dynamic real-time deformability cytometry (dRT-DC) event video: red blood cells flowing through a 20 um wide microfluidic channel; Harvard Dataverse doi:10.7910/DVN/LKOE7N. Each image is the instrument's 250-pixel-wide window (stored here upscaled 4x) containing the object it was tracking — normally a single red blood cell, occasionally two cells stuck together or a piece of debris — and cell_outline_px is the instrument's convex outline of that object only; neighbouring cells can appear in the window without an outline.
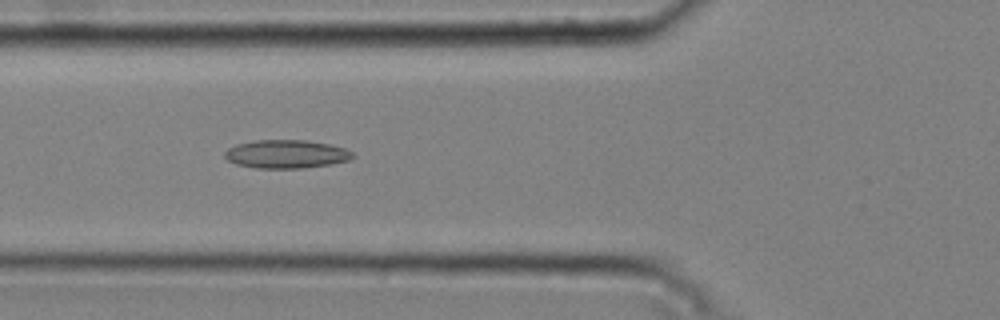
{"species": "common noctule bat (a hibernating species)", "species_latin": "Nyctalus noctula", "temperature_condition": "cold", "stored_images_in_passage": 40, "camera_frame_rate_fps": 3000, "um_per_image_px": 0.085, "animal": {"sex": "male", "body_mass_g": 20.4}, "frame": {"image": 1, "passage_image": 9, "time_ms": 2.667, "image_size_px": [1000, 320], "cell_outline_px": [[356, 156], [348, 160], [332, 164], [304, 168], [256, 168], [236, 164], [228, 160], [224, 156], [224, 152], [228, 148], [236, 144], [256, 140], [304, 140], [328, 144], [344, 148], [352, 152]], "centroid_in_image_um": [24.32, 13.1], "position_along_channel_um": 101.5, "area_um2": 21.15}}
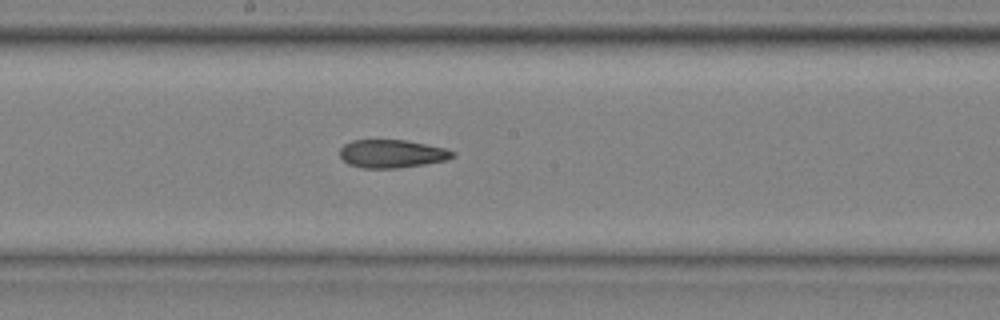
{"frame": {"image": 2, "passage_image": 18, "time_ms": 5.667, "image_size_px": [1000, 320], "cell_outline_px": [[456, 156], [448, 160], [424, 164], [396, 168], [364, 168], [348, 164], [340, 156], [340, 148], [344, 144], [352, 140], [408, 140], [444, 148], [456, 152]], "centroid_in_image_um": [33.33, 13.06], "position_along_channel_um": 214.9, "area_um2": 18.55}}
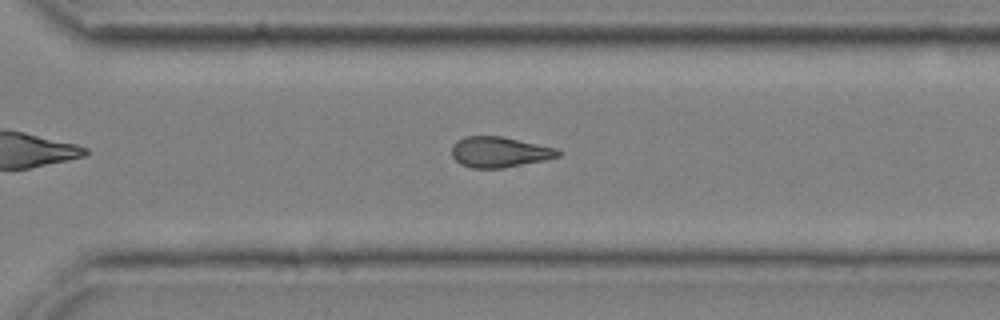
{"frame": {"image": 3, "passage_image": 27, "time_ms": 8.667, "image_size_px": [1000, 320], "cell_outline_px": [[560, 156], [544, 160], [504, 168], [472, 168], [460, 164], [452, 156], [452, 144], [456, 140], [464, 136], [500, 136], [556, 148], [560, 152]], "centroid_in_image_um": [42.41, 12.92], "position_along_channel_um": 328.2, "area_um2": 18.9}, "authors_computed_cell_mechanics": {"area_um2": 19.1318, "velocity_mm_per_s": 3.7803, "shape_relaxation_time_tau1_ms": null, "shape_relaxation_time_tau2_ms": 3.939, "deformation_change_tau1": null, "deformation_change_tau2": 0.1223}}